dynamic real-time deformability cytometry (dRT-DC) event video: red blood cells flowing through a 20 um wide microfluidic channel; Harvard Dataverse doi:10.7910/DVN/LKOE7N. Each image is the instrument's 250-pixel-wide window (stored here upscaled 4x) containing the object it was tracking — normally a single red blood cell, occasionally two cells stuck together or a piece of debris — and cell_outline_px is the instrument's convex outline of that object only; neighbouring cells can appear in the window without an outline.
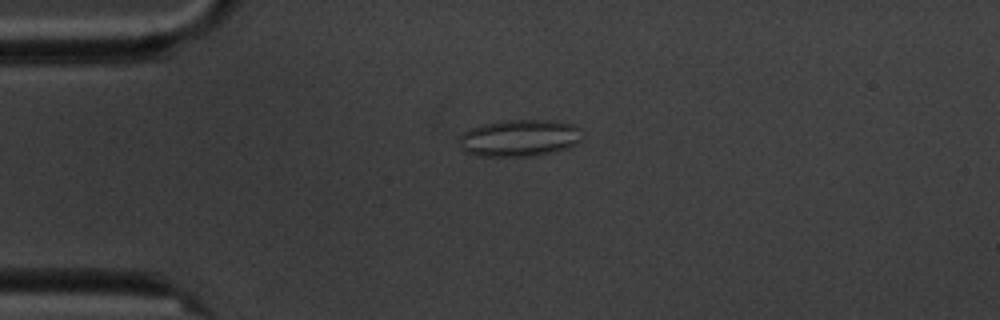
{"species": "common noctule bat (a hibernating species)", "species_latin": "Nyctalus noctula", "temperature_condition": "cold", "stored_images_in_passage": 8, "camera_frame_rate_fps": 3000, "um_per_image_px": 0.085, "animal": {"sex": "male", "body_mass_g": 20.1, "forearm_length_mm": 53.5}, "frame": {"image": 1, "passage_image": 1, "time_ms": 0.0, "image_size_px": [1000, 320], "cell_outline_px": [[580, 140], [576, 144], [568, 148], [536, 156], [476, 156], [464, 152], [460, 148], [460, 136], [464, 132], [472, 128], [488, 124], [508, 120], [556, 120], [572, 124], [580, 128]], "centroid_in_image_um": [44.17, 11.74], "position_along_channel_um": 40.8, "area_um2": 26.41}}
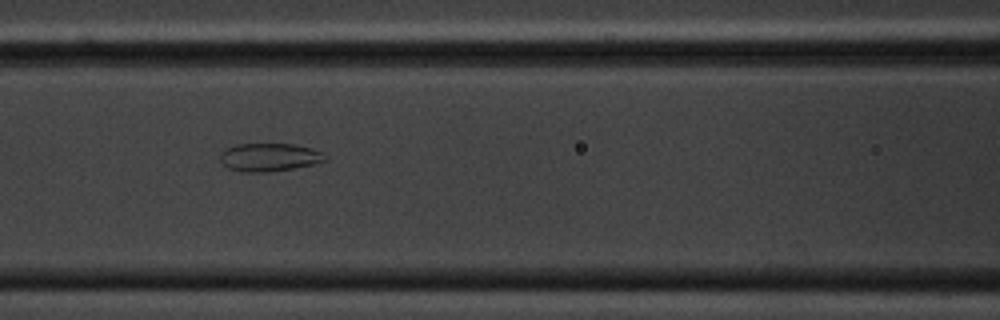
{"frame": {"image": 2, "passage_image": 4, "time_ms": 3.667, "image_size_px": [1000, 320], "cell_outline_px": [[328, 160], [316, 164], [268, 172], [240, 172], [228, 168], [220, 160], [220, 152], [236, 144], [292, 144], [312, 148], [324, 152], [328, 156]], "centroid_in_image_um": [22.94, 13.37], "position_along_channel_um": 143.7, "area_um2": 17.4}}
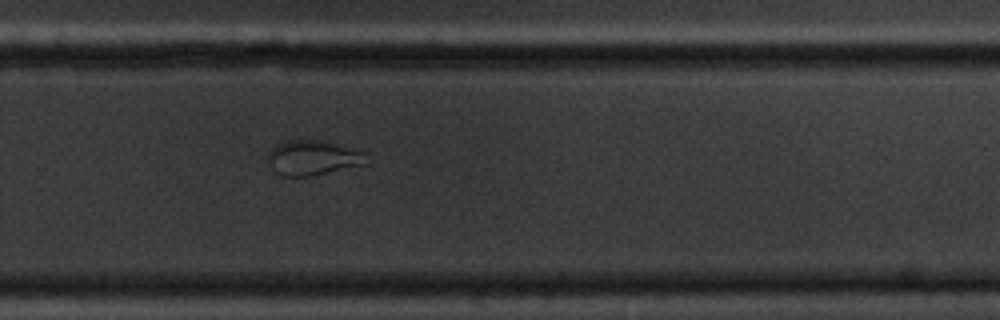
{"frame": {"image": 3, "passage_image": 8, "time_ms": 8.333, "image_size_px": [1000, 320], "cell_outline_px": [[368, 164], [312, 176], [284, 176], [276, 172], [272, 168], [268, 160], [268, 152], [276, 144], [288, 140], [320, 140], [364, 152]], "centroid_in_image_um": [26.59, 13.42], "position_along_channel_um": 303.2, "area_um2": 19.88}}